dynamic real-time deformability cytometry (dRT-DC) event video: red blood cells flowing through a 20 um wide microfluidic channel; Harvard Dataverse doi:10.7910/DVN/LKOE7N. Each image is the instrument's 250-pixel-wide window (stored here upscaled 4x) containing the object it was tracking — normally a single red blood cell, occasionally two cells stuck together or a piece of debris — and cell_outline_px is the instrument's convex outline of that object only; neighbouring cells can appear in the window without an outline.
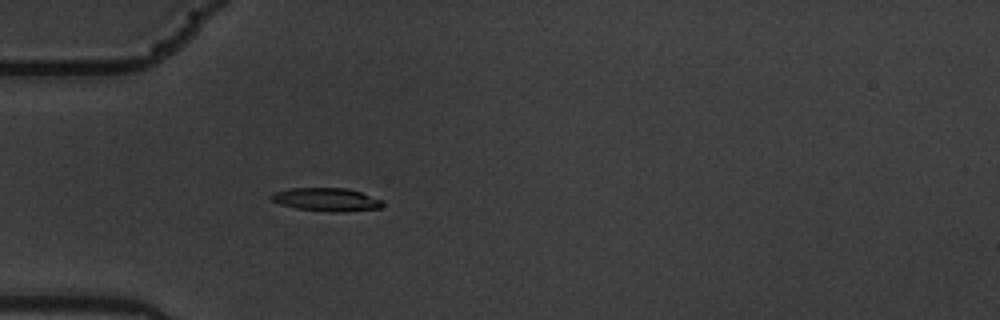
{"species": "common noctule bat (a hibernating species)", "species_latin": "Nyctalus noctula", "temperature_condition": "warm", "stored_images_in_passage": 41, "camera_frame_rate_fps": 3000, "um_per_image_px": 0.085, "animal": {"sex": "male", "body_mass_g": 19.5, "forearm_length_mm": 54.6}, "frame": {"image": 1, "passage_image": 1, "time_ms": 0.0, "image_size_px": [1000, 320], "cell_outline_px": [[384, 204], [380, 208], [344, 212], [328, 212], [296, 208], [272, 200], [268, 196], [276, 192], [292, 188], [348, 188], [384, 200]], "centroid_in_image_um": [27.81, 16.96], "position_along_channel_um": 57.2, "area_um2": 15.03}}
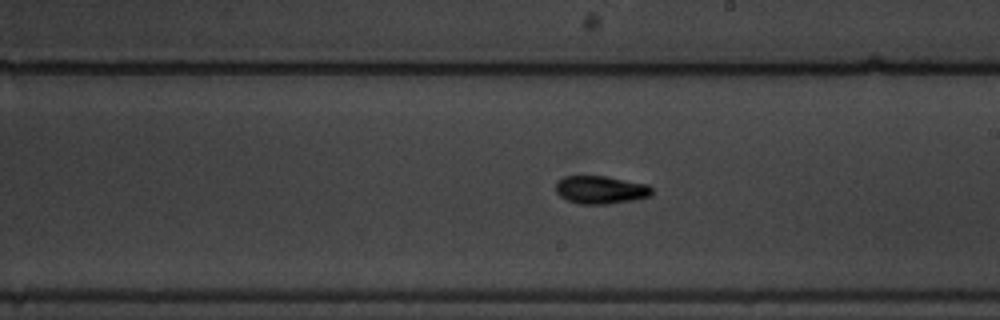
{"frame": {"image": 2, "passage_image": 17, "time_ms": 5.333, "image_size_px": [1000, 320], "cell_outline_px": [[652, 196], [632, 200], [608, 204], [580, 204], [568, 200], [560, 196], [556, 192], [556, 180], [564, 176], [608, 176], [648, 184], [652, 188]], "centroid_in_image_um": [51.06, 16.12], "position_along_channel_um": 237.9, "area_um2": 15.84}}
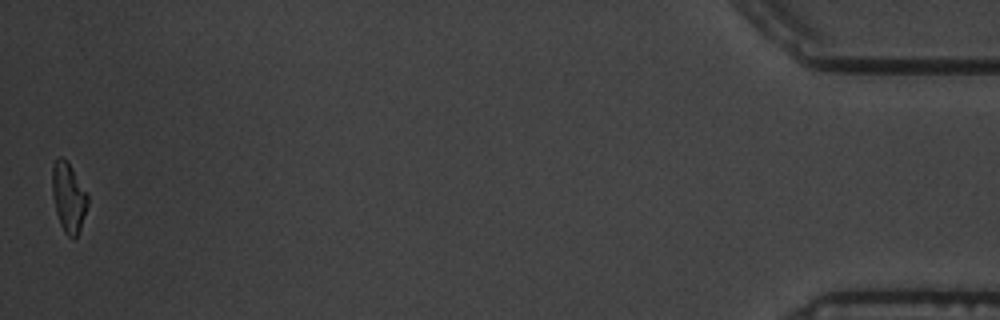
{"frame": {"image": 3, "passage_image": 41, "time_ms": 13.333, "image_size_px": [1000, 320], "cell_outline_px": [[88, 204], [80, 228], [76, 236], [72, 240], [64, 232], [60, 224], [56, 212], [52, 196], [52, 164], [60, 156], [68, 160], [88, 192]], "centroid_in_image_um": [5.83, 16.73], "position_along_channel_um": 429.4, "area_um2": 14.68}, "authors_computed_cell_mechanics": {"area_um2": 15.4326, "velocity_mm_per_s": 3.5125, "shape_relaxation_time_tau1_ms": 4.0166, "shape_relaxation_time_tau2_ms": 4.0046, "deformation_change_tau1": 0.1713, "deformation_change_tau2": 0.1002}}